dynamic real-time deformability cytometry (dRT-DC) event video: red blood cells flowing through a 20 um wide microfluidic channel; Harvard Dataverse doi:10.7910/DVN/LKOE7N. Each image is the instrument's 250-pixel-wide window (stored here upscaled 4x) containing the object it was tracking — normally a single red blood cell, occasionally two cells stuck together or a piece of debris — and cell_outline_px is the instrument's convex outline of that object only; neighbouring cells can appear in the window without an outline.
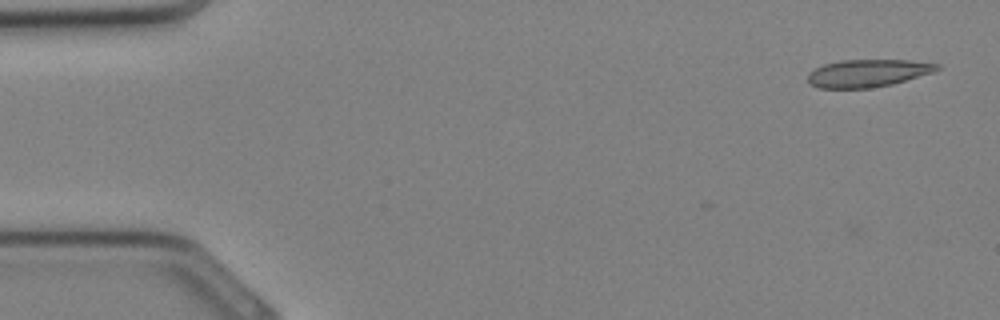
{"species": "Egyptian fruit bat (a non-hibernating species)", "species_latin": "Rousettus aegyptiacus", "temperature_condition": "cold", "stored_images_in_passage": 16, "camera_frame_rate_fps": 3000, "um_per_image_px": 0.085, "animal": {"sex": "female"}, "frame": {"image": 1, "passage_image": 3, "time_ms": 0.667, "image_size_px": [1000, 320], "cell_outline_px": [[940, 68], [932, 72], [892, 84], [868, 88], [816, 88], [808, 80], [808, 72], [824, 64], [840, 60], [908, 60], [940, 64]], "centroid_in_image_um": [73.73, 6.21], "position_along_channel_um": 11.3, "area_um2": 20.58}}
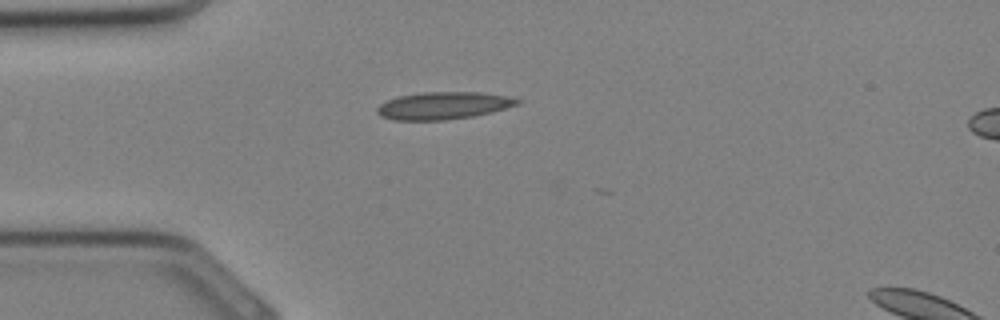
{"frame": {"image": 2, "passage_image": 10, "time_ms": 3.0, "image_size_px": [1000, 320], "cell_outline_px": [[524, 100], [520, 104], [492, 112], [472, 116], [444, 120], [392, 120], [380, 116], [376, 112], [376, 108], [380, 104], [396, 96], [424, 92], [480, 92], [508, 96]], "centroid_in_image_um": [37.69, 8.97], "position_along_channel_um": 47.3, "area_um2": 22.54}}
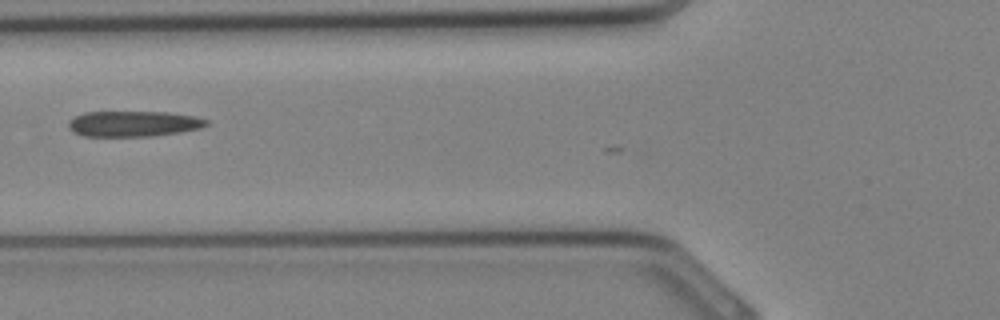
{"frame": {"image": 3, "passage_image": 14, "time_ms": 4.333, "image_size_px": [1000, 320], "cell_outline_px": [[208, 124], [200, 128], [180, 132], [152, 136], [84, 136], [72, 132], [68, 128], [68, 120], [84, 112], [168, 112], [192, 116], [208, 120]], "centroid_in_image_um": [11.3, 10.52], "position_along_channel_um": 114.5, "area_um2": 20.58}}